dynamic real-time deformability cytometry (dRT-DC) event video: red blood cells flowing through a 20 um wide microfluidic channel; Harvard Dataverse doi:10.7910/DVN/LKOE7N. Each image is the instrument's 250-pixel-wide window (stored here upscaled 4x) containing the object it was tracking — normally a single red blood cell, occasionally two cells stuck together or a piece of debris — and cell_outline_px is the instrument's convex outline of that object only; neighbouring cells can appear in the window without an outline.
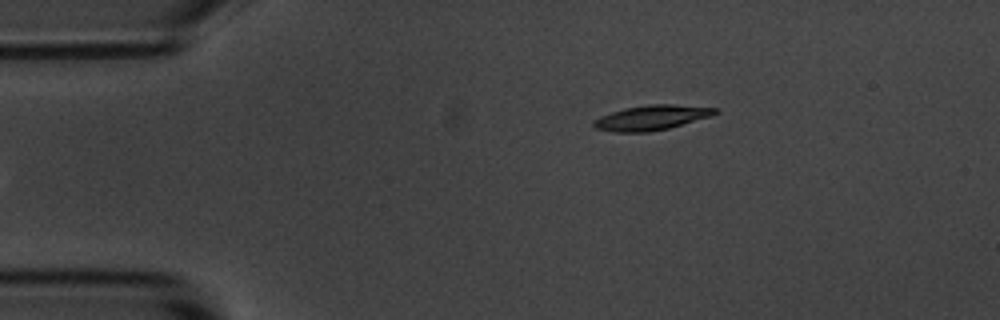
{"species": "common noctule bat (a hibernating species)", "species_latin": "Nyctalus noctula", "temperature_condition": "room temperature", "stored_images_in_passage": 6, "camera_frame_rate_fps": 3000, "um_per_image_px": 0.085, "animal": {"sex": "male", "body_mass_g": 20.1, "forearm_length_mm": 53.5}, "frame": {"image": 1, "passage_image": 6, "time_ms": 6.0, "image_size_px": [1000, 320], "cell_outline_px": [[720, 112], [712, 116], [668, 128], [648, 132], [616, 132], [596, 128], [592, 124], [592, 120], [600, 116], [624, 108], [648, 104], [676, 104], [720, 108]], "centroid_in_image_um": [55.42, 9.98], "position_along_channel_um": 29.6, "area_um2": 17.74}}